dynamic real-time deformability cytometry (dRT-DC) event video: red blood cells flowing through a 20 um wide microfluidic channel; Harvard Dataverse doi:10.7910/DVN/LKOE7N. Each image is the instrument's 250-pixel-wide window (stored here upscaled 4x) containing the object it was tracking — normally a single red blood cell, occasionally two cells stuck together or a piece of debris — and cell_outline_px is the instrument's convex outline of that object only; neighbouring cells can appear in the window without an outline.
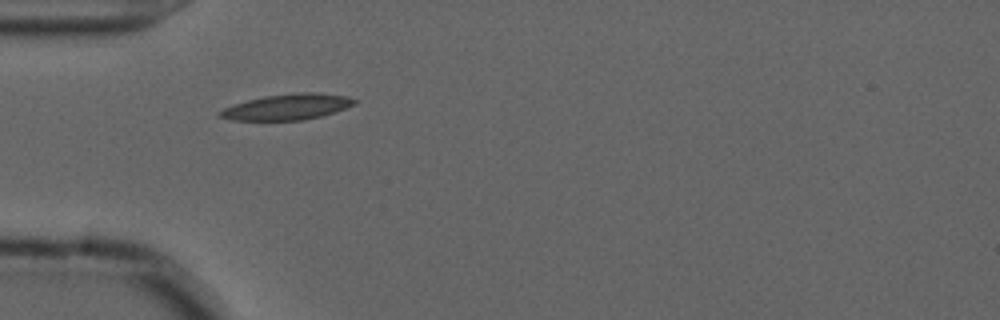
{"species": "common noctule bat (a hibernating species)", "species_latin": "Nyctalus noctula", "temperature_condition": "cold", "stored_images_in_passage": 40, "camera_frame_rate_fps": 3000, "um_per_image_px": 0.085, "animal": {"sex": "male", "forearm_length_mm": 52.5}, "frame": {"image": 1, "passage_image": 1, "time_ms": 0.0, "image_size_px": [1000, 320], "cell_outline_px": [[360, 100], [356, 104], [320, 116], [304, 120], [228, 120], [216, 116], [216, 112], [224, 108], [248, 100], [264, 96], [292, 92], [320, 92], [348, 96]], "centroid_in_image_um": [24.42, 9.07], "position_along_channel_um": 60.6, "area_um2": 20.46}}
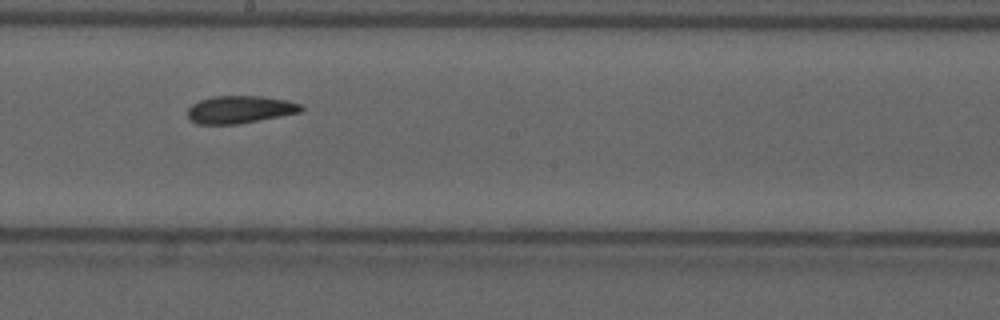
{"frame": {"image": 2, "passage_image": 15, "time_ms": 4.667, "image_size_px": [1000, 320], "cell_outline_px": [[304, 108], [300, 112], [236, 124], [196, 124], [188, 116], [188, 108], [192, 104], [200, 100], [212, 96], [260, 96], [288, 100], [300, 104]], "centroid_in_image_um": [20.37, 9.3], "position_along_channel_um": 227.8, "area_um2": 18.03}}
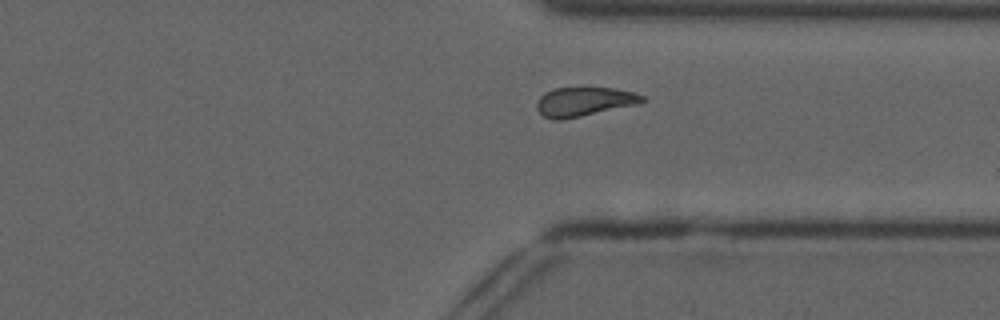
{"frame": {"image": 3, "passage_image": 26, "time_ms": 8.333, "image_size_px": [1000, 320], "cell_outline_px": [[644, 100], [636, 104], [564, 120], [552, 120], [544, 116], [536, 108], [536, 104], [540, 96], [544, 92], [556, 88], [584, 84], [588, 84], [636, 92], [644, 96]], "centroid_in_image_um": [49.62, 8.58], "position_along_channel_um": 361.8, "area_um2": 18.67}, "authors_computed_cell_mechanics": {"area_um2": 18.3515, "velocity_mm_per_s": 3.6546, "shape_relaxation_time_tau1_ms": null, "shape_relaxation_time_tau2_ms": 3.9024, "deformation_change_tau1": null, "deformation_change_tau2": 0.1052}}